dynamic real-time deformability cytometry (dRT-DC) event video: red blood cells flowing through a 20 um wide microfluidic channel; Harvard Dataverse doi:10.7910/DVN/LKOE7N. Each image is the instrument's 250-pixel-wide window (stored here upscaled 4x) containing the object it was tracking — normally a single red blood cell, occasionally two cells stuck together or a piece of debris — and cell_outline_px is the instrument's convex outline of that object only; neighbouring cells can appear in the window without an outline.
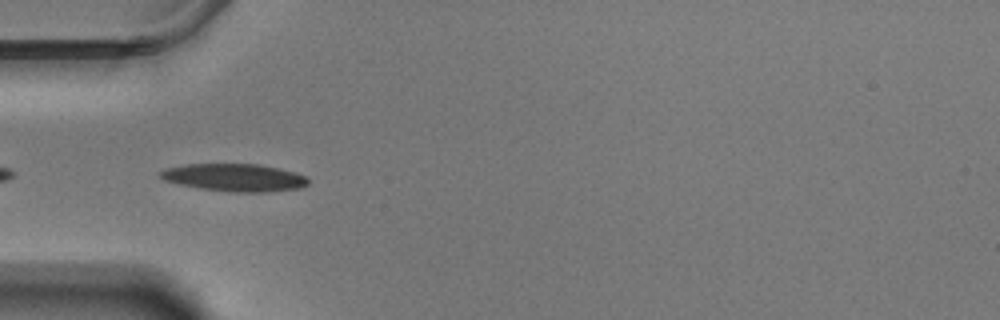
{"species": "Egyptian fruit bat (a non-hibernating species)", "species_latin": "Rousettus aegyptiacus", "temperature_condition": "warm", "stored_images_in_passage": 24, "camera_frame_rate_fps": 3000, "um_per_image_px": 0.085, "animal": {"sex": "male"}, "frame": {"image": 1, "passage_image": 2, "time_ms": 0.333, "image_size_px": [1000, 320], "cell_outline_px": [[308, 184], [300, 188], [268, 192], [232, 192], [200, 188], [180, 184], [164, 180], [160, 176], [160, 172], [168, 168], [184, 164], [260, 164], [296, 172], [308, 176]], "centroid_in_image_um": [19.99, 15.09], "position_along_channel_um": 65.0, "area_um2": 23.76}}
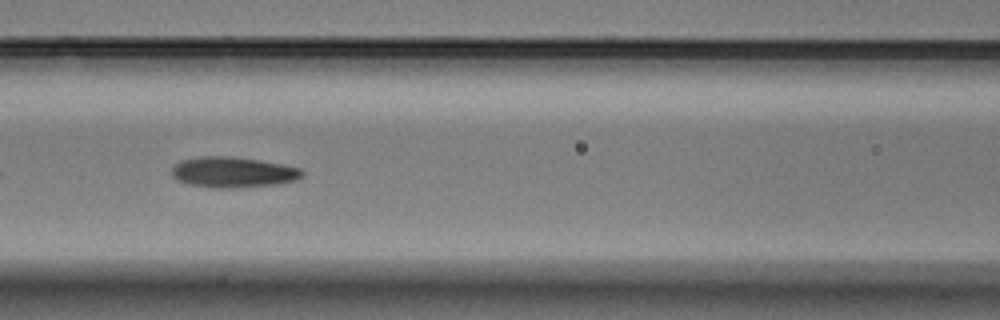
{"frame": {"image": 2, "passage_image": 9, "time_ms": 2.667, "image_size_px": [1000, 320], "cell_outline_px": [[304, 172], [296, 180], [276, 184], [236, 188], [212, 188], [188, 184], [176, 180], [172, 176], [172, 168], [180, 160], [200, 156], [232, 156], [284, 164], [300, 168]], "centroid_in_image_um": [19.77, 14.64], "position_along_channel_um": 146.8, "area_um2": 23.41}}
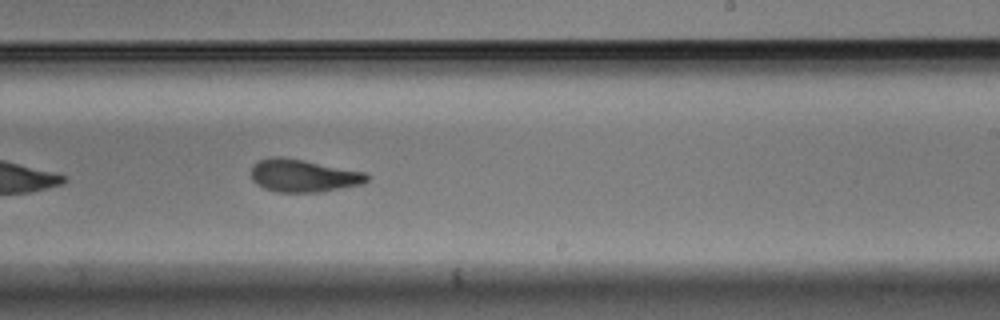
{"frame": {"image": 3, "passage_image": 19, "time_ms": 6.0, "image_size_px": [1000, 320], "cell_outline_px": [[368, 180], [364, 184], [320, 192], [276, 192], [264, 188], [256, 184], [252, 180], [252, 164], [260, 160], [272, 156], [280, 156], [304, 160], [364, 172], [368, 176]], "centroid_in_image_um": [25.76, 14.93], "position_along_channel_um": 263.2, "area_um2": 22.08}}